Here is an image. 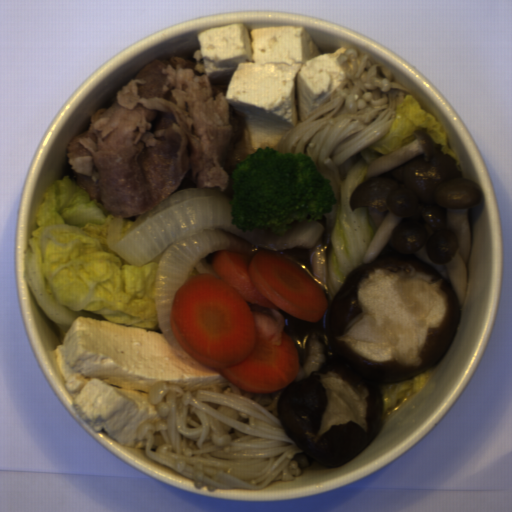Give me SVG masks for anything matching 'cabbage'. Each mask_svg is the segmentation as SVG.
Here are the masks:
<instances>
[{
  "mask_svg": "<svg viewBox=\"0 0 512 512\" xmlns=\"http://www.w3.org/2000/svg\"><path fill=\"white\" fill-rule=\"evenodd\" d=\"M429 379L428 371L399 382L376 384L382 397V412L380 418H383L386 412L393 409L405 397H410L420 389L426 386Z\"/></svg>",
  "mask_w": 512,
  "mask_h": 512,
  "instance_id": "3",
  "label": "cabbage"
},
{
  "mask_svg": "<svg viewBox=\"0 0 512 512\" xmlns=\"http://www.w3.org/2000/svg\"><path fill=\"white\" fill-rule=\"evenodd\" d=\"M133 220L129 219V218H122V232L120 234L121 235H124L125 231L133 224Z\"/></svg>",
  "mask_w": 512,
  "mask_h": 512,
  "instance_id": "4",
  "label": "cabbage"
},
{
  "mask_svg": "<svg viewBox=\"0 0 512 512\" xmlns=\"http://www.w3.org/2000/svg\"><path fill=\"white\" fill-rule=\"evenodd\" d=\"M421 130L441 145V152L459 160L448 147L447 130L433 113L422 109L413 93H407L403 104L398 105L391 127L376 143L359 151L343 164L338 172L340 187L335 194L336 203L326 215L323 240L329 255L327 258V290L330 303L344 285L352 271L363 265L377 232L368 207L352 211L350 202L355 189L364 183L369 165L376 159L416 140L414 132Z\"/></svg>",
  "mask_w": 512,
  "mask_h": 512,
  "instance_id": "2",
  "label": "cabbage"
},
{
  "mask_svg": "<svg viewBox=\"0 0 512 512\" xmlns=\"http://www.w3.org/2000/svg\"><path fill=\"white\" fill-rule=\"evenodd\" d=\"M114 216L65 175L49 184L25 256V281L60 344L78 316L158 330L161 252L141 266L108 245Z\"/></svg>",
  "mask_w": 512,
  "mask_h": 512,
  "instance_id": "1",
  "label": "cabbage"
}]
</instances>
